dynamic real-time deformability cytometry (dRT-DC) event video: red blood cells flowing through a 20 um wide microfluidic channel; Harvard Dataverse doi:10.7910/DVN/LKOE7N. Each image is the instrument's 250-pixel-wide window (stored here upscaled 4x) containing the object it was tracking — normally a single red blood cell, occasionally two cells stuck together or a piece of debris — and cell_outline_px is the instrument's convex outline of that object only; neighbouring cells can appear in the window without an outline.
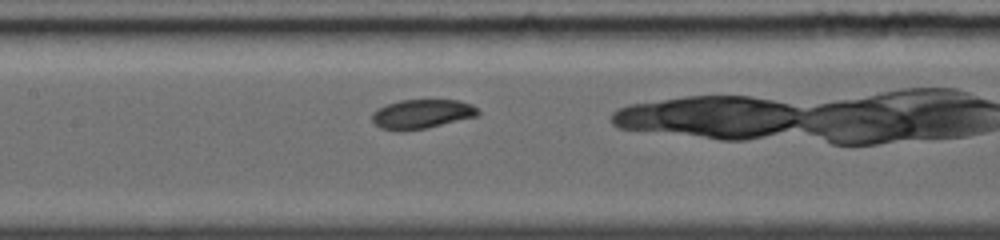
{"species": "common noctule bat (a hibernating species)", "species_latin": "Nyctalus noctula", "temperature_condition": "warm", "stored_images_in_passage": 15, "camera_frame_rate_fps": 5000, "um_per_image_px": 0.085, "animal": {"sex": "female", "body_mass_g": 19.0, "forearm_length_mm": 56.7}, "frame": {"image": 1, "passage_image": 5, "time_ms": 2.2, "image_size_px": [1000, 240], "cell_outline_px": [[480, 116], [424, 128], [400, 132], [396, 132], [380, 128], [372, 120], [372, 112], [376, 108], [400, 100], [460, 100], [472, 104], [480, 112]], "centroid_in_image_um": [35.85, 9.69], "position_along_channel_um": 171.6, "area_um2": 18.26}}